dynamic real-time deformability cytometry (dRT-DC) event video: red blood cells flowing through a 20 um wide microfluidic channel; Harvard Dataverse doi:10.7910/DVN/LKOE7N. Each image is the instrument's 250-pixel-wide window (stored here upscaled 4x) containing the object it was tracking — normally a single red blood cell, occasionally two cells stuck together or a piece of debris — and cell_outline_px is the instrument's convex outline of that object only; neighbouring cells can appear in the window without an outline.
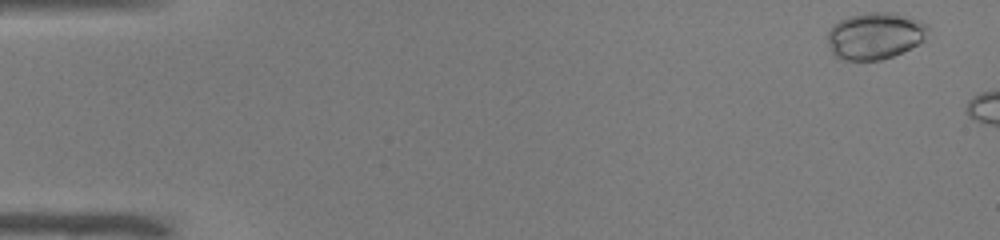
{"species": "common noctule bat (a hibernating species)", "species_latin": "Nyctalus noctula", "temperature_condition": "warm", "stored_images_in_passage": 7, "camera_frame_rate_fps": 3000, "um_per_image_px": 0.085, "animal": {"sex": "male", "body_mass_g": 19.0, "forearm_length_mm": 50.8}, "frame": {"image": 1, "passage_image": 2, "time_ms": 0.333, "image_size_px": [1000, 240], "cell_outline_px": [[928, 28], [924, 40], [892, 56], [880, 60], [844, 60], [836, 56], [832, 52], [828, 40], [828, 32], [832, 24], [848, 16], [872, 12], [892, 12], [920, 20], [928, 24]], "centroid_in_image_um": [74.36, 3.03], "position_along_channel_um": 10.6, "area_um2": 27.17}}